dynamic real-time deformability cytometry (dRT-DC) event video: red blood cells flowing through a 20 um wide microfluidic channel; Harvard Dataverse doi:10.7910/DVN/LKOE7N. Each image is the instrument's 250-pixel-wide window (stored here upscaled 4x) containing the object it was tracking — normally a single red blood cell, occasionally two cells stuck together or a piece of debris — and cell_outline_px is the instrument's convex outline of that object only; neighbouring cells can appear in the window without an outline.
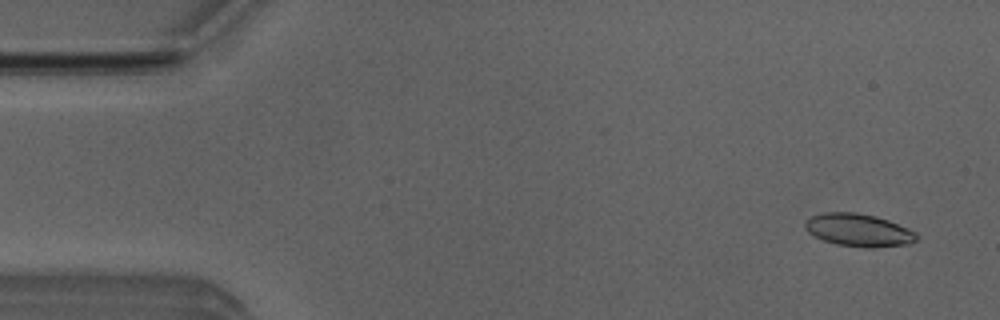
{"species": "Egyptian fruit bat (a non-hibernating species)", "species_latin": "Rousettus aegyptiacus", "temperature_condition": "room temperature", "stored_images_in_passage": 40, "camera_frame_rate_fps": 3000, "um_per_image_px": 0.085, "animal": {"sex": "male"}, "frame": {"image": 1, "passage_image": 3, "time_ms": 0.667, "image_size_px": [1000, 320], "cell_outline_px": [[920, 236], [916, 240], [908, 244], [872, 248], [864, 248], [836, 244], [824, 240], [808, 232], [804, 228], [804, 224], [812, 216], [824, 212], [856, 212], [876, 216], [888, 220], [908, 228], [916, 232]], "centroid_in_image_um": [73.01, 19.56], "position_along_channel_um": 12.0, "area_um2": 21.33}}
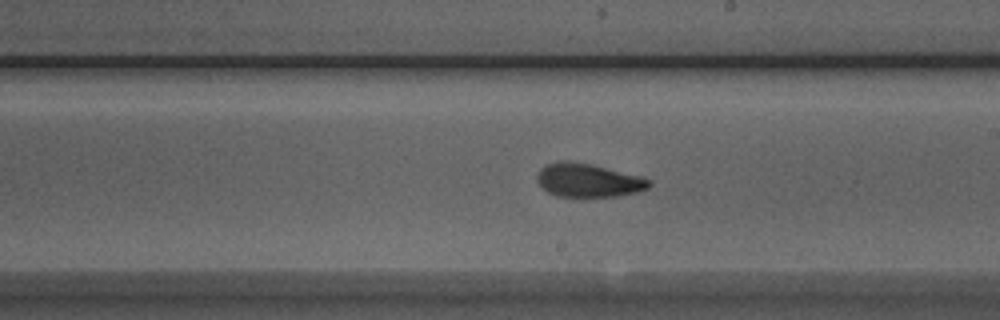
{"frame": {"image": 2, "passage_image": 29, "time_ms": 9.333, "image_size_px": [1000, 320], "cell_outline_px": [[652, 184], [648, 188], [636, 192], [616, 196], [556, 196], [548, 192], [536, 180], [536, 176], [540, 168], [548, 164], [560, 160], [568, 160], [592, 164], [644, 176]], "centroid_in_image_um": [50.01, 15.3], "position_along_channel_um": 239.0, "area_um2": 21.96}}
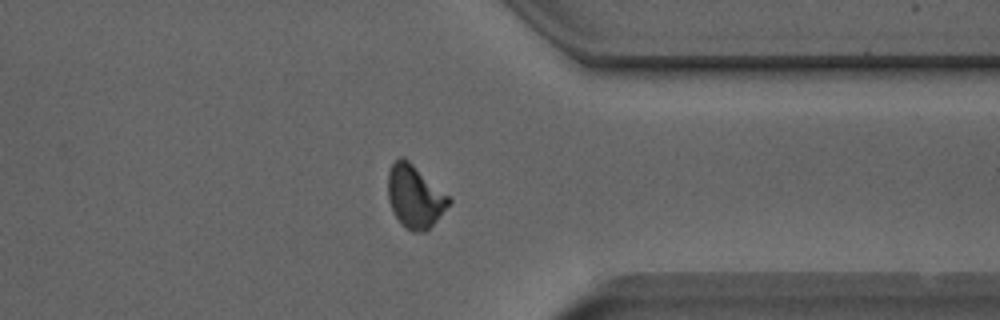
{"frame": {"image": 3, "passage_image": 40, "time_ms": 13.0, "image_size_px": [1000, 320], "cell_outline_px": [[452, 200], [436, 220], [424, 232], [412, 232], [404, 228], [400, 224], [388, 200], [388, 172], [392, 164], [400, 156], [404, 156], [452, 196]], "centroid_in_image_um": [35.27, 16.68], "position_along_channel_um": 376.1, "area_um2": 22.54}, "authors_computed_cell_mechanics": {"area_um2": 21.675, "velocity_mm_per_s": 3.9347, "shape_relaxation_time_tau1_ms": 8.7007, "shape_relaxation_time_tau2_ms": 1.884, "deformation_change_tau1": 0.2229, "deformation_change_tau2": 0.0846}}